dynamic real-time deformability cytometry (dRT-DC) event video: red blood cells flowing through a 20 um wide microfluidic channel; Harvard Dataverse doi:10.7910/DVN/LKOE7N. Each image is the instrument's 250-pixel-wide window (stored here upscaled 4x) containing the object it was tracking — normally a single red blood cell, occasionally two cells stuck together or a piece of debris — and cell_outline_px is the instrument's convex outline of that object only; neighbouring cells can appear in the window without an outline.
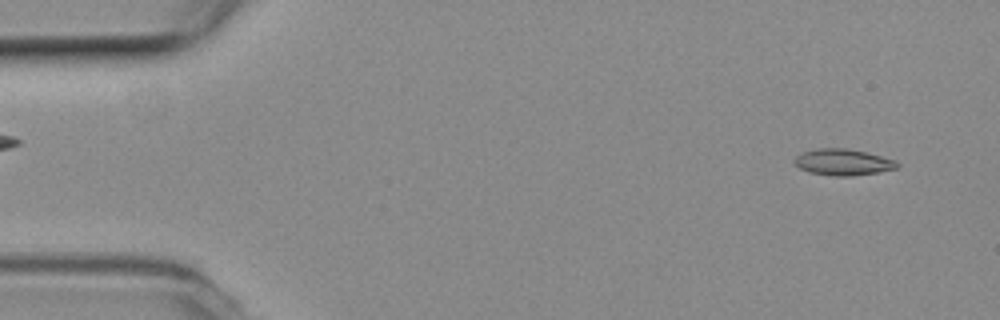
{"species": "common noctule bat (a hibernating species)", "species_latin": "Nyctalus noctula", "temperature_condition": "room temperature", "stored_images_in_passage": 53, "camera_frame_rate_fps": 3000, "um_per_image_px": 0.085, "animal": {"sex": "female", "body_mass_g": 19.3, "forearm_length_mm": 54.1}, "frame": {"image": 1, "passage_image": 3, "time_ms": 0.667, "image_size_px": [1000, 320], "cell_outline_px": [[900, 164], [896, 168], [876, 172], [852, 176], [836, 176], [808, 172], [800, 168], [792, 160], [796, 156], [804, 152], [816, 148], [848, 148], [896, 160]], "centroid_in_image_um": [71.63, 13.78], "position_along_channel_um": 13.4, "area_um2": 15.61}}
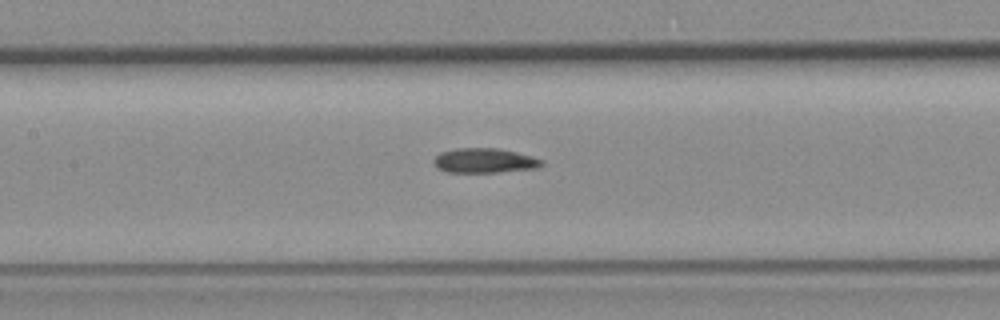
{"frame": {"image": 2, "passage_image": 24, "time_ms": 7.667, "image_size_px": [1000, 320], "cell_outline_px": [[544, 164], [536, 168], [496, 172], [448, 172], [436, 168], [432, 160], [440, 152], [456, 148], [496, 148], [516, 152], [532, 156], [544, 160]], "centroid_in_image_um": [41.16, 13.65], "position_along_channel_um": 166.2, "area_um2": 15.55}}
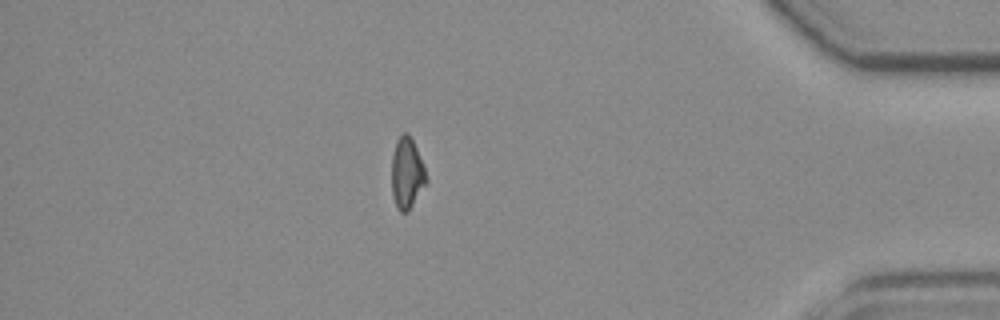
{"frame": {"image": 3, "passage_image": 46, "time_ms": 15.0, "image_size_px": [1000, 320], "cell_outline_px": [[428, 180], [408, 212], [400, 212], [396, 208], [392, 196], [392, 156], [396, 140], [404, 132], [408, 132], [416, 148], [424, 168]], "centroid_in_image_um": [34.57, 14.75], "position_along_channel_um": 400.6, "area_um2": 14.28}}